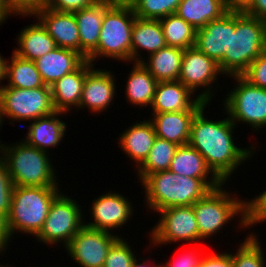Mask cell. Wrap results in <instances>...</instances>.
<instances>
[{
    "mask_svg": "<svg viewBox=\"0 0 266 267\" xmlns=\"http://www.w3.org/2000/svg\"><path fill=\"white\" fill-rule=\"evenodd\" d=\"M207 105L193 117L188 144L204 157L211 171L226 183L239 165L255 155L256 146L237 147L233 136L236 126L229 116L217 121L210 120L205 117Z\"/></svg>",
    "mask_w": 266,
    "mask_h": 267,
    "instance_id": "obj_1",
    "label": "cell"
},
{
    "mask_svg": "<svg viewBox=\"0 0 266 267\" xmlns=\"http://www.w3.org/2000/svg\"><path fill=\"white\" fill-rule=\"evenodd\" d=\"M223 182L219 178H192L167 171L148 175L141 186L147 209L159 212L175 206H192Z\"/></svg>",
    "mask_w": 266,
    "mask_h": 267,
    "instance_id": "obj_2",
    "label": "cell"
},
{
    "mask_svg": "<svg viewBox=\"0 0 266 267\" xmlns=\"http://www.w3.org/2000/svg\"><path fill=\"white\" fill-rule=\"evenodd\" d=\"M266 50V23L240 9H230L229 53L219 68L223 75L241 76L251 63Z\"/></svg>",
    "mask_w": 266,
    "mask_h": 267,
    "instance_id": "obj_3",
    "label": "cell"
},
{
    "mask_svg": "<svg viewBox=\"0 0 266 267\" xmlns=\"http://www.w3.org/2000/svg\"><path fill=\"white\" fill-rule=\"evenodd\" d=\"M0 156L4 159L14 186L58 187L55 166L49 153L27 144L24 140L3 143Z\"/></svg>",
    "mask_w": 266,
    "mask_h": 267,
    "instance_id": "obj_4",
    "label": "cell"
},
{
    "mask_svg": "<svg viewBox=\"0 0 266 267\" xmlns=\"http://www.w3.org/2000/svg\"><path fill=\"white\" fill-rule=\"evenodd\" d=\"M58 187L14 186L7 228L11 238L16 233L35 238L41 231L54 198L61 192Z\"/></svg>",
    "mask_w": 266,
    "mask_h": 267,
    "instance_id": "obj_5",
    "label": "cell"
},
{
    "mask_svg": "<svg viewBox=\"0 0 266 267\" xmlns=\"http://www.w3.org/2000/svg\"><path fill=\"white\" fill-rule=\"evenodd\" d=\"M135 14L130 3L113 2L105 11L97 49L88 57L93 65L98 58L131 62V36Z\"/></svg>",
    "mask_w": 266,
    "mask_h": 267,
    "instance_id": "obj_6",
    "label": "cell"
},
{
    "mask_svg": "<svg viewBox=\"0 0 266 267\" xmlns=\"http://www.w3.org/2000/svg\"><path fill=\"white\" fill-rule=\"evenodd\" d=\"M225 183L210 190L203 198L193 204L195 218L198 224L200 241L212 238L219 230L224 229L226 223L236 217L239 220L238 227L246 228V199H240L232 195V192L224 189ZM224 189V190H223ZM225 225V226H224ZM242 225V226H241Z\"/></svg>",
    "mask_w": 266,
    "mask_h": 267,
    "instance_id": "obj_7",
    "label": "cell"
},
{
    "mask_svg": "<svg viewBox=\"0 0 266 267\" xmlns=\"http://www.w3.org/2000/svg\"><path fill=\"white\" fill-rule=\"evenodd\" d=\"M230 78L237 84L223 100L224 114L235 126L241 122L252 127V131L266 128V89L251 85L242 76Z\"/></svg>",
    "mask_w": 266,
    "mask_h": 267,
    "instance_id": "obj_8",
    "label": "cell"
},
{
    "mask_svg": "<svg viewBox=\"0 0 266 267\" xmlns=\"http://www.w3.org/2000/svg\"><path fill=\"white\" fill-rule=\"evenodd\" d=\"M54 109L50 86L33 89L7 87L0 88V112L12 121H33L53 114Z\"/></svg>",
    "mask_w": 266,
    "mask_h": 267,
    "instance_id": "obj_9",
    "label": "cell"
},
{
    "mask_svg": "<svg viewBox=\"0 0 266 267\" xmlns=\"http://www.w3.org/2000/svg\"><path fill=\"white\" fill-rule=\"evenodd\" d=\"M67 194L60 192L53 200L44 225L35 237L37 242L66 247L73 236L84 226V213L80 204Z\"/></svg>",
    "mask_w": 266,
    "mask_h": 267,
    "instance_id": "obj_10",
    "label": "cell"
},
{
    "mask_svg": "<svg viewBox=\"0 0 266 267\" xmlns=\"http://www.w3.org/2000/svg\"><path fill=\"white\" fill-rule=\"evenodd\" d=\"M160 221L151 228L149 238L153 246L178 243V241L193 244L200 241L198 224L195 218L193 206H175L163 209ZM198 241V242H197ZM160 244V245H159Z\"/></svg>",
    "mask_w": 266,
    "mask_h": 267,
    "instance_id": "obj_11",
    "label": "cell"
},
{
    "mask_svg": "<svg viewBox=\"0 0 266 267\" xmlns=\"http://www.w3.org/2000/svg\"><path fill=\"white\" fill-rule=\"evenodd\" d=\"M219 74L223 76L219 64L214 59L200 52L195 46L184 50L178 81L194 94L202 87L205 88L206 90L203 89L197 96L206 103L216 95L212 86L218 81Z\"/></svg>",
    "mask_w": 266,
    "mask_h": 267,
    "instance_id": "obj_12",
    "label": "cell"
},
{
    "mask_svg": "<svg viewBox=\"0 0 266 267\" xmlns=\"http://www.w3.org/2000/svg\"><path fill=\"white\" fill-rule=\"evenodd\" d=\"M119 235L83 226L65 247L80 267H103L108 251Z\"/></svg>",
    "mask_w": 266,
    "mask_h": 267,
    "instance_id": "obj_13",
    "label": "cell"
},
{
    "mask_svg": "<svg viewBox=\"0 0 266 267\" xmlns=\"http://www.w3.org/2000/svg\"><path fill=\"white\" fill-rule=\"evenodd\" d=\"M131 203L124 195L109 190L93 200L90 208L92 221L84 222V226L113 233L112 230L122 228L132 219L135 207Z\"/></svg>",
    "mask_w": 266,
    "mask_h": 267,
    "instance_id": "obj_14",
    "label": "cell"
},
{
    "mask_svg": "<svg viewBox=\"0 0 266 267\" xmlns=\"http://www.w3.org/2000/svg\"><path fill=\"white\" fill-rule=\"evenodd\" d=\"M110 70L92 68L85 77L78 110L87 108L91 113H101L110 107L116 94L115 76Z\"/></svg>",
    "mask_w": 266,
    "mask_h": 267,
    "instance_id": "obj_15",
    "label": "cell"
},
{
    "mask_svg": "<svg viewBox=\"0 0 266 267\" xmlns=\"http://www.w3.org/2000/svg\"><path fill=\"white\" fill-rule=\"evenodd\" d=\"M193 95L196 96L180 81L158 82L151 104V113L199 111L207 103Z\"/></svg>",
    "mask_w": 266,
    "mask_h": 267,
    "instance_id": "obj_16",
    "label": "cell"
},
{
    "mask_svg": "<svg viewBox=\"0 0 266 267\" xmlns=\"http://www.w3.org/2000/svg\"><path fill=\"white\" fill-rule=\"evenodd\" d=\"M30 17L38 18L37 20L54 39L57 47L80 53V38L73 12H60L45 7Z\"/></svg>",
    "mask_w": 266,
    "mask_h": 267,
    "instance_id": "obj_17",
    "label": "cell"
},
{
    "mask_svg": "<svg viewBox=\"0 0 266 267\" xmlns=\"http://www.w3.org/2000/svg\"><path fill=\"white\" fill-rule=\"evenodd\" d=\"M230 10L196 31L195 47L218 64L229 53Z\"/></svg>",
    "mask_w": 266,
    "mask_h": 267,
    "instance_id": "obj_18",
    "label": "cell"
},
{
    "mask_svg": "<svg viewBox=\"0 0 266 267\" xmlns=\"http://www.w3.org/2000/svg\"><path fill=\"white\" fill-rule=\"evenodd\" d=\"M94 66L86 60L77 70L64 75L50 86L52 102L56 111L68 113L70 110L78 109L86 74Z\"/></svg>",
    "mask_w": 266,
    "mask_h": 267,
    "instance_id": "obj_19",
    "label": "cell"
},
{
    "mask_svg": "<svg viewBox=\"0 0 266 267\" xmlns=\"http://www.w3.org/2000/svg\"><path fill=\"white\" fill-rule=\"evenodd\" d=\"M86 59L78 52L56 47L34 62L45 85L52 86L64 75L77 70Z\"/></svg>",
    "mask_w": 266,
    "mask_h": 267,
    "instance_id": "obj_20",
    "label": "cell"
},
{
    "mask_svg": "<svg viewBox=\"0 0 266 267\" xmlns=\"http://www.w3.org/2000/svg\"><path fill=\"white\" fill-rule=\"evenodd\" d=\"M112 3L99 0L93 6L73 12L80 38V54L86 60L97 49L104 11Z\"/></svg>",
    "mask_w": 266,
    "mask_h": 267,
    "instance_id": "obj_21",
    "label": "cell"
},
{
    "mask_svg": "<svg viewBox=\"0 0 266 267\" xmlns=\"http://www.w3.org/2000/svg\"><path fill=\"white\" fill-rule=\"evenodd\" d=\"M63 114L66 113L55 111L53 114L30 121V125L27 126L29 131L23 140L47 153L50 147L56 148L67 132L66 122L59 119Z\"/></svg>",
    "mask_w": 266,
    "mask_h": 267,
    "instance_id": "obj_22",
    "label": "cell"
},
{
    "mask_svg": "<svg viewBox=\"0 0 266 267\" xmlns=\"http://www.w3.org/2000/svg\"><path fill=\"white\" fill-rule=\"evenodd\" d=\"M166 46L159 19L135 18L131 36V62L141 63L145 59L141 50H145L149 56Z\"/></svg>",
    "mask_w": 266,
    "mask_h": 267,
    "instance_id": "obj_23",
    "label": "cell"
},
{
    "mask_svg": "<svg viewBox=\"0 0 266 267\" xmlns=\"http://www.w3.org/2000/svg\"><path fill=\"white\" fill-rule=\"evenodd\" d=\"M119 134V147L134 161L138 168L148 156L156 138L154 127L150 120L135 122Z\"/></svg>",
    "mask_w": 266,
    "mask_h": 267,
    "instance_id": "obj_24",
    "label": "cell"
},
{
    "mask_svg": "<svg viewBox=\"0 0 266 267\" xmlns=\"http://www.w3.org/2000/svg\"><path fill=\"white\" fill-rule=\"evenodd\" d=\"M198 111H176L152 114L156 137L173 142L178 146L187 145L193 117Z\"/></svg>",
    "mask_w": 266,
    "mask_h": 267,
    "instance_id": "obj_25",
    "label": "cell"
},
{
    "mask_svg": "<svg viewBox=\"0 0 266 267\" xmlns=\"http://www.w3.org/2000/svg\"><path fill=\"white\" fill-rule=\"evenodd\" d=\"M35 21L20 31L17 37L18 48L13 51L20 58L31 61H35L57 47L42 24L38 20Z\"/></svg>",
    "mask_w": 266,
    "mask_h": 267,
    "instance_id": "obj_26",
    "label": "cell"
},
{
    "mask_svg": "<svg viewBox=\"0 0 266 267\" xmlns=\"http://www.w3.org/2000/svg\"><path fill=\"white\" fill-rule=\"evenodd\" d=\"M230 9L225 0H181L176 14L198 30Z\"/></svg>",
    "mask_w": 266,
    "mask_h": 267,
    "instance_id": "obj_27",
    "label": "cell"
},
{
    "mask_svg": "<svg viewBox=\"0 0 266 267\" xmlns=\"http://www.w3.org/2000/svg\"><path fill=\"white\" fill-rule=\"evenodd\" d=\"M184 50L166 46L144 59L141 64L158 81H178ZM147 60V61H146Z\"/></svg>",
    "mask_w": 266,
    "mask_h": 267,
    "instance_id": "obj_28",
    "label": "cell"
},
{
    "mask_svg": "<svg viewBox=\"0 0 266 267\" xmlns=\"http://www.w3.org/2000/svg\"><path fill=\"white\" fill-rule=\"evenodd\" d=\"M126 79L125 96L128 103L142 107L151 106L158 81L141 64L133 62Z\"/></svg>",
    "mask_w": 266,
    "mask_h": 267,
    "instance_id": "obj_29",
    "label": "cell"
},
{
    "mask_svg": "<svg viewBox=\"0 0 266 267\" xmlns=\"http://www.w3.org/2000/svg\"><path fill=\"white\" fill-rule=\"evenodd\" d=\"M169 171L192 178H218L207 166L204 157L189 144L177 148Z\"/></svg>",
    "mask_w": 266,
    "mask_h": 267,
    "instance_id": "obj_30",
    "label": "cell"
},
{
    "mask_svg": "<svg viewBox=\"0 0 266 267\" xmlns=\"http://www.w3.org/2000/svg\"><path fill=\"white\" fill-rule=\"evenodd\" d=\"M7 87L33 89L45 86L34 61L20 58L12 53L6 64Z\"/></svg>",
    "mask_w": 266,
    "mask_h": 267,
    "instance_id": "obj_31",
    "label": "cell"
},
{
    "mask_svg": "<svg viewBox=\"0 0 266 267\" xmlns=\"http://www.w3.org/2000/svg\"><path fill=\"white\" fill-rule=\"evenodd\" d=\"M178 147L173 142L156 137L144 162L137 169L135 168V171L138 172L139 182H142L150 174L169 170Z\"/></svg>",
    "mask_w": 266,
    "mask_h": 267,
    "instance_id": "obj_32",
    "label": "cell"
},
{
    "mask_svg": "<svg viewBox=\"0 0 266 267\" xmlns=\"http://www.w3.org/2000/svg\"><path fill=\"white\" fill-rule=\"evenodd\" d=\"M159 21L167 46L183 50L195 46L197 29L176 13L160 18Z\"/></svg>",
    "mask_w": 266,
    "mask_h": 267,
    "instance_id": "obj_33",
    "label": "cell"
},
{
    "mask_svg": "<svg viewBox=\"0 0 266 267\" xmlns=\"http://www.w3.org/2000/svg\"><path fill=\"white\" fill-rule=\"evenodd\" d=\"M258 237L253 232L246 235L235 254L232 253L233 267H266L264 250Z\"/></svg>",
    "mask_w": 266,
    "mask_h": 267,
    "instance_id": "obj_34",
    "label": "cell"
},
{
    "mask_svg": "<svg viewBox=\"0 0 266 267\" xmlns=\"http://www.w3.org/2000/svg\"><path fill=\"white\" fill-rule=\"evenodd\" d=\"M181 0H131L134 14L142 19H160L175 14Z\"/></svg>",
    "mask_w": 266,
    "mask_h": 267,
    "instance_id": "obj_35",
    "label": "cell"
},
{
    "mask_svg": "<svg viewBox=\"0 0 266 267\" xmlns=\"http://www.w3.org/2000/svg\"><path fill=\"white\" fill-rule=\"evenodd\" d=\"M124 237H119L110 247L103 267H131L137 253Z\"/></svg>",
    "mask_w": 266,
    "mask_h": 267,
    "instance_id": "obj_36",
    "label": "cell"
},
{
    "mask_svg": "<svg viewBox=\"0 0 266 267\" xmlns=\"http://www.w3.org/2000/svg\"><path fill=\"white\" fill-rule=\"evenodd\" d=\"M14 184L10 178L7 165L0 156V213L8 216L11 209Z\"/></svg>",
    "mask_w": 266,
    "mask_h": 267,
    "instance_id": "obj_37",
    "label": "cell"
},
{
    "mask_svg": "<svg viewBox=\"0 0 266 267\" xmlns=\"http://www.w3.org/2000/svg\"><path fill=\"white\" fill-rule=\"evenodd\" d=\"M266 221V190L253 199H246V228Z\"/></svg>",
    "mask_w": 266,
    "mask_h": 267,
    "instance_id": "obj_38",
    "label": "cell"
},
{
    "mask_svg": "<svg viewBox=\"0 0 266 267\" xmlns=\"http://www.w3.org/2000/svg\"><path fill=\"white\" fill-rule=\"evenodd\" d=\"M251 85L266 89V50L241 75Z\"/></svg>",
    "mask_w": 266,
    "mask_h": 267,
    "instance_id": "obj_39",
    "label": "cell"
},
{
    "mask_svg": "<svg viewBox=\"0 0 266 267\" xmlns=\"http://www.w3.org/2000/svg\"><path fill=\"white\" fill-rule=\"evenodd\" d=\"M11 12L22 17H29L47 6V0H6Z\"/></svg>",
    "mask_w": 266,
    "mask_h": 267,
    "instance_id": "obj_40",
    "label": "cell"
},
{
    "mask_svg": "<svg viewBox=\"0 0 266 267\" xmlns=\"http://www.w3.org/2000/svg\"><path fill=\"white\" fill-rule=\"evenodd\" d=\"M191 249H189V251L186 250L185 252H182L181 255H178V258L166 261L161 264V267H199V264L206 252H202V249L197 247H193Z\"/></svg>",
    "mask_w": 266,
    "mask_h": 267,
    "instance_id": "obj_41",
    "label": "cell"
},
{
    "mask_svg": "<svg viewBox=\"0 0 266 267\" xmlns=\"http://www.w3.org/2000/svg\"><path fill=\"white\" fill-rule=\"evenodd\" d=\"M99 0H47V8L60 12H75L93 6Z\"/></svg>",
    "mask_w": 266,
    "mask_h": 267,
    "instance_id": "obj_42",
    "label": "cell"
},
{
    "mask_svg": "<svg viewBox=\"0 0 266 267\" xmlns=\"http://www.w3.org/2000/svg\"><path fill=\"white\" fill-rule=\"evenodd\" d=\"M199 267H233L232 253L224 251L205 254Z\"/></svg>",
    "mask_w": 266,
    "mask_h": 267,
    "instance_id": "obj_43",
    "label": "cell"
},
{
    "mask_svg": "<svg viewBox=\"0 0 266 267\" xmlns=\"http://www.w3.org/2000/svg\"><path fill=\"white\" fill-rule=\"evenodd\" d=\"M240 10L249 16L266 20V0H248Z\"/></svg>",
    "mask_w": 266,
    "mask_h": 267,
    "instance_id": "obj_44",
    "label": "cell"
},
{
    "mask_svg": "<svg viewBox=\"0 0 266 267\" xmlns=\"http://www.w3.org/2000/svg\"><path fill=\"white\" fill-rule=\"evenodd\" d=\"M11 236L7 228V217L0 213V254L4 255L9 242L11 241Z\"/></svg>",
    "mask_w": 266,
    "mask_h": 267,
    "instance_id": "obj_45",
    "label": "cell"
},
{
    "mask_svg": "<svg viewBox=\"0 0 266 267\" xmlns=\"http://www.w3.org/2000/svg\"><path fill=\"white\" fill-rule=\"evenodd\" d=\"M15 16L8 7L6 0H0V26L7 21L9 16Z\"/></svg>",
    "mask_w": 266,
    "mask_h": 267,
    "instance_id": "obj_46",
    "label": "cell"
},
{
    "mask_svg": "<svg viewBox=\"0 0 266 267\" xmlns=\"http://www.w3.org/2000/svg\"><path fill=\"white\" fill-rule=\"evenodd\" d=\"M6 64H7V59L3 57V55L1 56L0 53V88L2 87V83L3 80L5 81L6 78Z\"/></svg>",
    "mask_w": 266,
    "mask_h": 267,
    "instance_id": "obj_47",
    "label": "cell"
},
{
    "mask_svg": "<svg viewBox=\"0 0 266 267\" xmlns=\"http://www.w3.org/2000/svg\"><path fill=\"white\" fill-rule=\"evenodd\" d=\"M139 259L140 261H143V263H140V261H138ZM146 260L148 261V259H145L143 257L137 259V256H136V258L133 260L131 264V267H149L150 264ZM150 267H161V264L159 265V263H156L155 265H151Z\"/></svg>",
    "mask_w": 266,
    "mask_h": 267,
    "instance_id": "obj_48",
    "label": "cell"
},
{
    "mask_svg": "<svg viewBox=\"0 0 266 267\" xmlns=\"http://www.w3.org/2000/svg\"><path fill=\"white\" fill-rule=\"evenodd\" d=\"M247 2L248 0H225L231 9H241Z\"/></svg>",
    "mask_w": 266,
    "mask_h": 267,
    "instance_id": "obj_49",
    "label": "cell"
},
{
    "mask_svg": "<svg viewBox=\"0 0 266 267\" xmlns=\"http://www.w3.org/2000/svg\"><path fill=\"white\" fill-rule=\"evenodd\" d=\"M3 121H4V117H3L2 113L0 112V129L2 128ZM3 145L4 144H2V141H0V153L3 149Z\"/></svg>",
    "mask_w": 266,
    "mask_h": 267,
    "instance_id": "obj_50",
    "label": "cell"
},
{
    "mask_svg": "<svg viewBox=\"0 0 266 267\" xmlns=\"http://www.w3.org/2000/svg\"><path fill=\"white\" fill-rule=\"evenodd\" d=\"M111 2L129 3L131 0H109Z\"/></svg>",
    "mask_w": 266,
    "mask_h": 267,
    "instance_id": "obj_51",
    "label": "cell"
},
{
    "mask_svg": "<svg viewBox=\"0 0 266 267\" xmlns=\"http://www.w3.org/2000/svg\"><path fill=\"white\" fill-rule=\"evenodd\" d=\"M0 267H14V265H13V266H10V265L8 266V265H6V264H5V265H4V264H3V265L0 264Z\"/></svg>",
    "mask_w": 266,
    "mask_h": 267,
    "instance_id": "obj_52",
    "label": "cell"
}]
</instances>
